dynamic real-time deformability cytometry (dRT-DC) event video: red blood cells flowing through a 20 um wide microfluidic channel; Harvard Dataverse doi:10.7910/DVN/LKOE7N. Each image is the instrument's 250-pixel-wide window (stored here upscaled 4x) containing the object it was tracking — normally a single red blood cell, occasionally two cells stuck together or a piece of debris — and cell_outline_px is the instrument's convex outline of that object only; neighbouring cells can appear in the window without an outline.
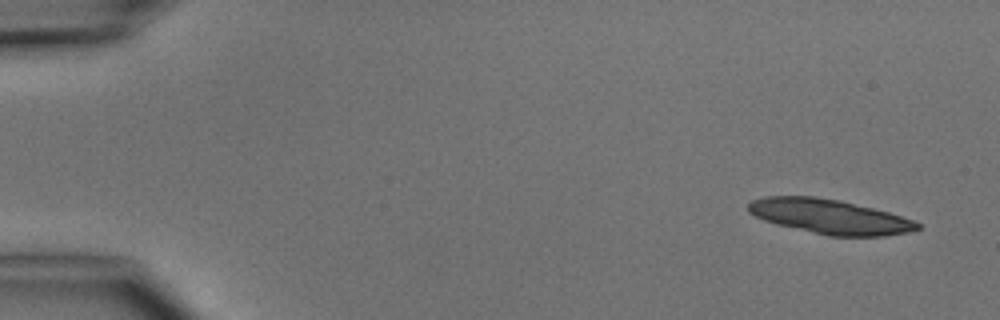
{"species": "common noctule bat (a hibernating species)", "species_latin": "Nyctalus noctula", "temperature_condition": "cold", "stored_images_in_passage": 5, "camera_frame_rate_fps": 3000, "um_per_image_px": 0.085, "animal": {"sex": "male", "body_mass_g": 15.6}, "frame": {"image": 1, "passage_image": 1, "time_ms": 0.0, "image_size_px": [1000, 320], "cell_outline_px": [[920, 228], [908, 232], [884, 236], [828, 236], [776, 224], [764, 220], [748, 212], [748, 204], [752, 200], [764, 196], [816, 196], [840, 200], [888, 212], [912, 220], [920, 224]], "centroid_in_image_um": [70.49, 18.4], "position_along_channel_um": 14.5, "area_um2": 33.93}}
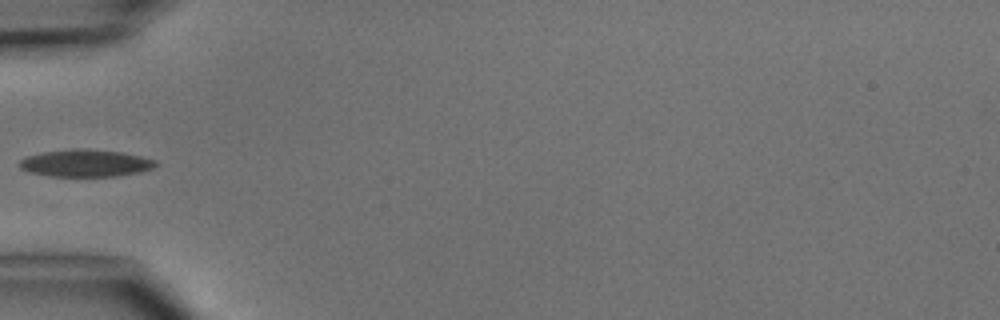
{"frame": {"image": 2, "passage_image": 5, "time_ms": 4.667, "image_size_px": [1000, 320], "cell_outline_px": [[156, 164], [152, 168], [140, 172], [116, 176], [48, 176], [28, 172], [20, 168], [20, 160], [28, 156], [44, 152], [72, 148], [84, 148], [120, 152], [140, 156], [156, 160]], "centroid_in_image_um": [7.25, 13.87], "position_along_channel_um": 77.7, "area_um2": 21.5}}